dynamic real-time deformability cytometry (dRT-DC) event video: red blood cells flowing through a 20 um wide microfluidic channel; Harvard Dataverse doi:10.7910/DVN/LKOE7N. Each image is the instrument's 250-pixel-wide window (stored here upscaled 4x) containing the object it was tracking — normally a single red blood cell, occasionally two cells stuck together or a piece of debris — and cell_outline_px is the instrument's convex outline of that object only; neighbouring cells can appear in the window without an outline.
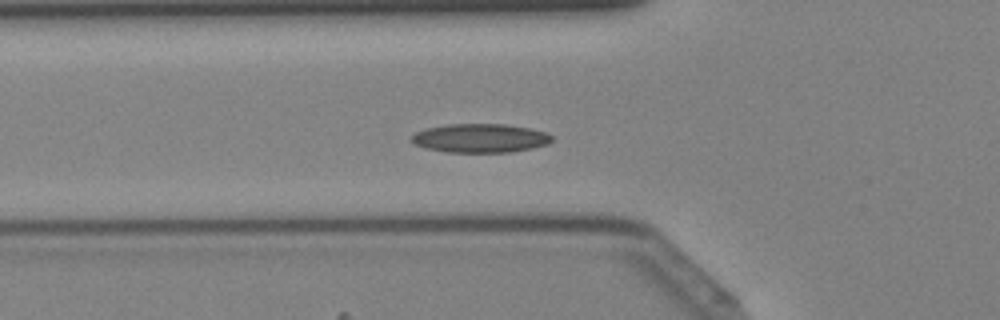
{"species": "Egyptian fruit bat (a non-hibernating species)", "species_latin": "Rousettus aegyptiacus", "temperature_condition": "cold", "stored_images_in_passage": 40, "camera_frame_rate_fps": 3000, "um_per_image_px": 0.085, "animal": {"sex": "female"}, "frame": {"image": 1, "passage_image": 15, "time_ms": 4.667, "image_size_px": [1000, 320], "cell_outline_px": [[552, 140], [548, 144], [532, 148], [512, 152], [448, 152], [424, 148], [416, 144], [412, 140], [412, 136], [416, 132], [424, 128], [448, 124], [504, 124], [528, 128], [544, 132], [552, 136]], "centroid_in_image_um": [40.81, 11.74], "position_along_channel_um": 85.0, "area_um2": 23.47}}
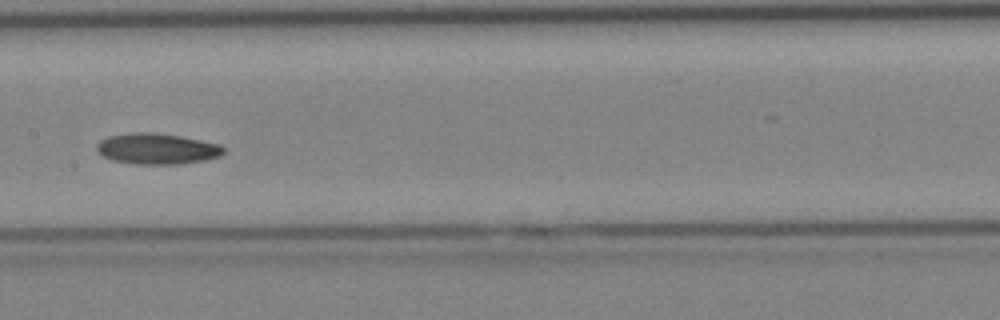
{"frame": {"image": 2, "passage_image": 22, "time_ms": 7.0, "image_size_px": [1000, 320], "cell_outline_px": [[224, 152], [220, 156], [204, 160], [180, 164], [132, 164], [112, 160], [96, 152], [96, 144], [100, 140], [108, 136], [132, 132], [152, 132], [180, 136], [220, 144], [224, 148]], "centroid_in_image_um": [13.31, 12.64], "position_along_channel_um": 194.1, "area_um2": 22.95}}
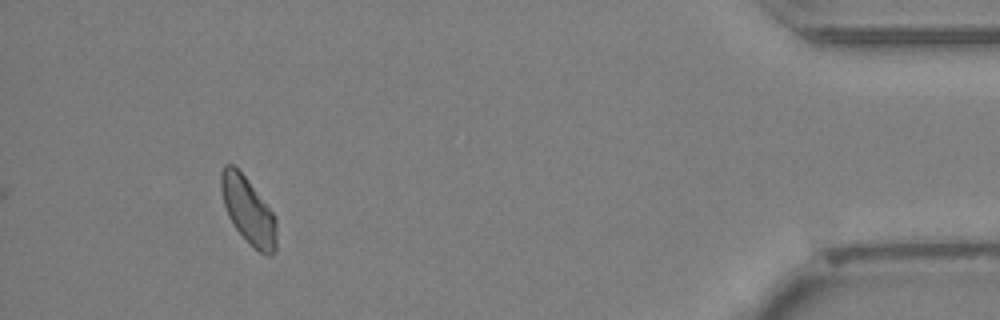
{"frame": {"image": 3, "passage_image": 40, "time_ms": 13.0, "image_size_px": [1000, 320], "cell_outline_px": [[276, 252], [268, 256], [260, 252], [236, 228], [228, 216], [224, 204], [220, 188], [220, 172], [228, 164], [232, 164], [244, 176], [272, 212], [276, 220]], "centroid_in_image_um": [21.09, 17.9], "position_along_channel_um": 414.1, "area_um2": 20.87}}